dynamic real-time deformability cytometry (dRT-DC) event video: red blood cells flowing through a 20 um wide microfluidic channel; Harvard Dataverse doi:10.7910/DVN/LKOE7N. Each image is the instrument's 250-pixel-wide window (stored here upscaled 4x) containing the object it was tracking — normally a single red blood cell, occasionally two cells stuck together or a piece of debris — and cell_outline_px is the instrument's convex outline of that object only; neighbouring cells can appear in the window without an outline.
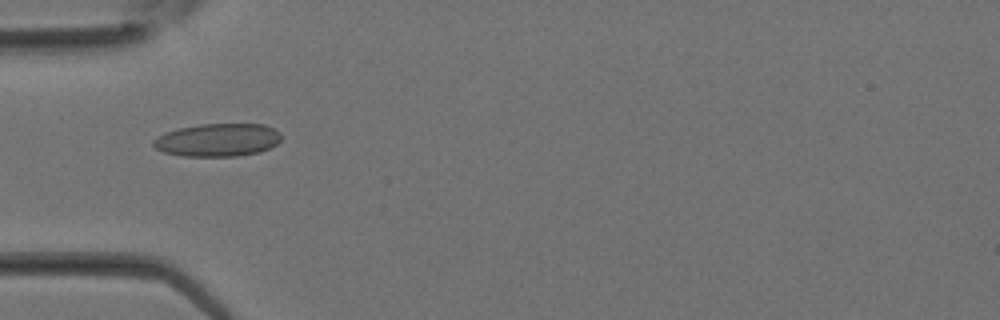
{"species": "Egyptian fruit bat (a non-hibernating species)", "species_latin": "Rousettus aegyptiacus", "temperature_condition": "room temperature", "stored_images_in_passage": 23, "camera_frame_rate_fps": 3000, "um_per_image_px": 0.085, "animal": {"sex": "female"}, "frame": {"image": 1, "passage_image": 1, "time_ms": 0.0, "image_size_px": [1000, 320], "cell_outline_px": [[280, 140], [276, 144], [260, 152], [236, 156], [184, 156], [164, 152], [156, 148], [152, 144], [152, 140], [164, 132], [176, 128], [200, 124], [264, 124], [280, 132]], "centroid_in_image_um": [18.47, 11.89], "position_along_channel_um": 66.5, "area_um2": 24.62}}
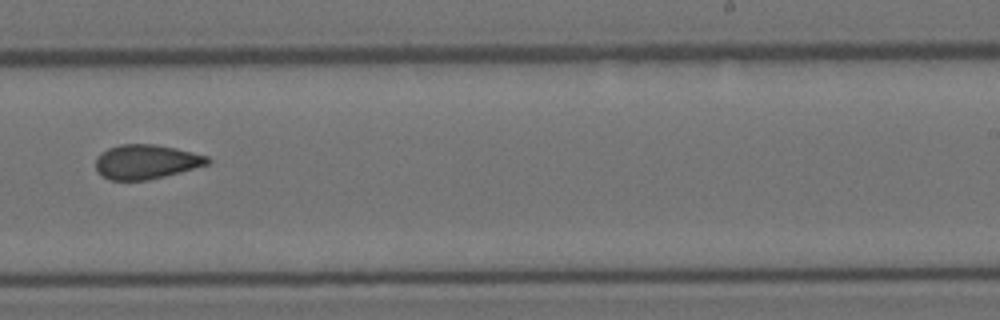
{"frame": {"image": 2, "passage_image": 11, "time_ms": 3.333, "image_size_px": [1000, 320], "cell_outline_px": [[212, 160], [208, 164], [180, 172], [148, 180], [108, 180], [100, 176], [96, 172], [96, 156], [100, 152], [108, 148], [120, 144], [156, 144], [176, 148], [208, 156]], "centroid_in_image_um": [12.38, 13.75], "position_along_channel_um": 276.6, "area_um2": 22.66}}
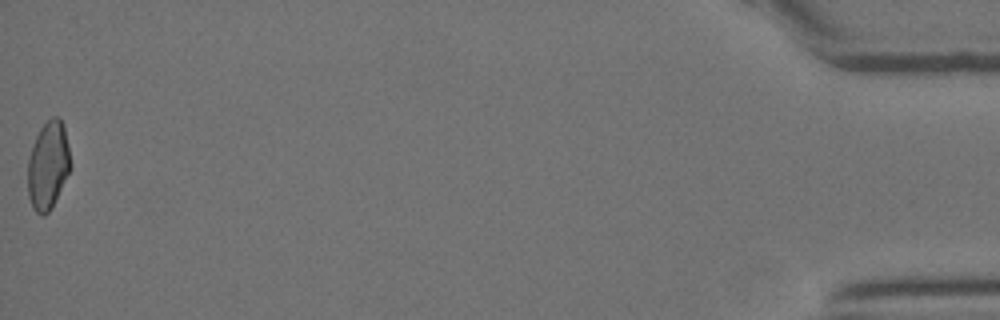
{"frame": {"image": 3, "passage_image": 23, "time_ms": 7.333, "image_size_px": [1000, 320], "cell_outline_px": [[68, 172], [52, 208], [44, 216], [40, 216], [32, 208], [28, 196], [28, 160], [36, 136], [40, 128], [52, 116], [60, 116], [64, 124], [68, 148]], "centroid_in_image_um": [4.05, 14.06], "position_along_channel_um": 431.1, "area_um2": 21.5}}